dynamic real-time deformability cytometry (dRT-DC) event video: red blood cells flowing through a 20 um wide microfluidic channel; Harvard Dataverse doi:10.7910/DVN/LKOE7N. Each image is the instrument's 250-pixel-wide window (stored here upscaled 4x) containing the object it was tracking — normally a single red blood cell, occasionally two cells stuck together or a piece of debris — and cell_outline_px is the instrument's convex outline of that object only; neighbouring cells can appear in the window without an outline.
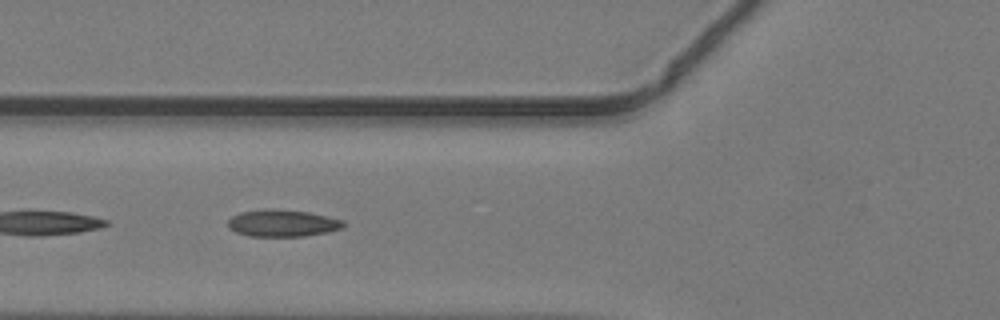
{"species": "common noctule bat (a hibernating species)", "species_latin": "Nyctalus noctula", "temperature_condition": "warm", "stored_images_in_passage": 23, "camera_frame_rate_fps": 3000, "um_per_image_px": 0.085, "animal": {"sex": "male", "body_mass_g": 19.2, "forearm_length_mm": 51.8}, "frame": {"image": 1, "passage_image": 7, "time_ms": 2.0, "image_size_px": [1000, 320], "cell_outline_px": [[348, 224], [344, 228], [328, 232], [304, 236], [248, 236], [236, 232], [228, 228], [228, 220], [232, 216], [240, 212], [308, 212], [328, 216], [344, 220]], "centroid_in_image_um": [24.1, 19.03], "position_along_channel_um": 101.7, "area_um2": 17.4}}
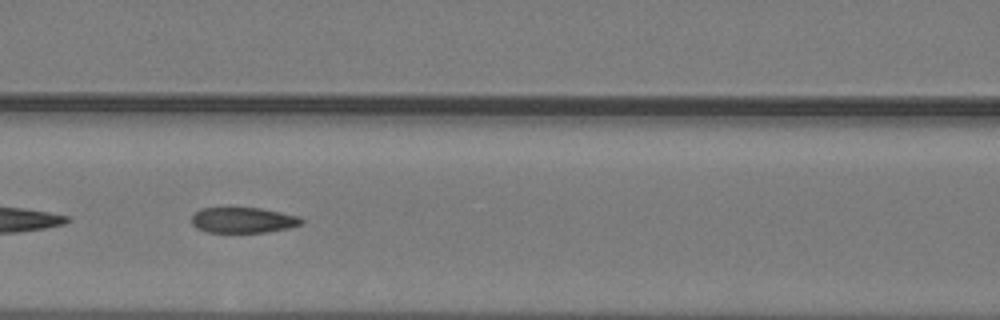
{"frame": {"image": 2, "passage_image": 10, "time_ms": 3.0, "image_size_px": [1000, 320], "cell_outline_px": [[304, 224], [288, 228], [268, 232], [204, 232], [196, 228], [192, 224], [192, 216], [200, 208], [260, 208], [300, 216], [304, 220]], "centroid_in_image_um": [20.69, 18.72], "position_along_channel_um": 145.9, "area_um2": 16.47}}